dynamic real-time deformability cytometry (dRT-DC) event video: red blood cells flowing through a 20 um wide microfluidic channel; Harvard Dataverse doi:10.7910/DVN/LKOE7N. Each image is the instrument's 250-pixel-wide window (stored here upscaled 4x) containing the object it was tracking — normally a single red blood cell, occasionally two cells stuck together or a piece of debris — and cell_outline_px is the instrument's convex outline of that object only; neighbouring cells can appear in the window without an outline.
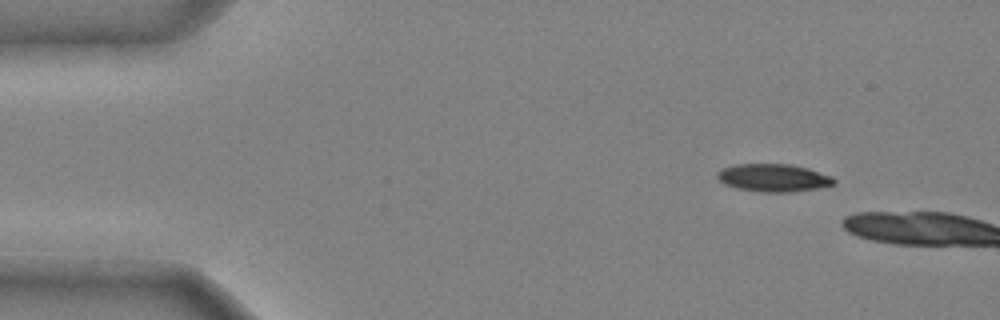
{"species": "common noctule bat (a hibernating species)", "species_latin": "Nyctalus noctula", "temperature_condition": "cold", "stored_images_in_passage": 3, "camera_frame_rate_fps": 3000, "um_per_image_px": 0.085, "animal": {"sex": "male", "body_mass_g": 20.4}, "frame": {"image": 1, "passage_image": 1, "time_ms": 0.0, "image_size_px": [1000, 320], "cell_outline_px": [[836, 180], [832, 184], [816, 188], [792, 192], [760, 192], [736, 188], [724, 184], [716, 176], [716, 172], [720, 168], [736, 164], [788, 164], [808, 168], [832, 176]], "centroid_in_image_um": [65.69, 15.11], "position_along_channel_um": 19.3, "area_um2": 18.9}}